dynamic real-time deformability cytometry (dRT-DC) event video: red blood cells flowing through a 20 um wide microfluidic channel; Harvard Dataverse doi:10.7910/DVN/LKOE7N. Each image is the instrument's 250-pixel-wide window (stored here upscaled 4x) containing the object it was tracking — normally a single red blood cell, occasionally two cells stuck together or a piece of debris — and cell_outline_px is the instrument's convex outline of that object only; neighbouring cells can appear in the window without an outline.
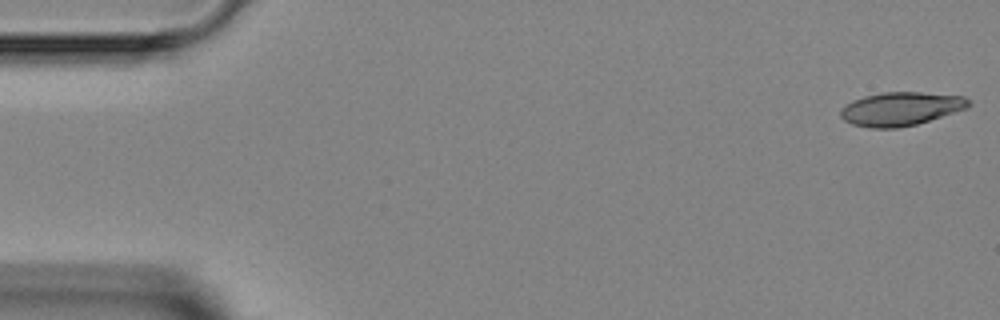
{"species": "Egyptian fruit bat (a non-hibernating species)", "species_latin": "Rousettus aegyptiacus", "temperature_condition": "room temperature", "stored_images_in_passage": 3, "camera_frame_rate_fps": 3000, "um_per_image_px": 0.085, "animal": {"sex": "female"}, "frame": {"image": 1, "passage_image": 1, "time_ms": 0.0, "image_size_px": [1000, 320], "cell_outline_px": [[972, 104], [968, 108], [916, 124], [896, 128], [868, 128], [852, 124], [844, 120], [840, 116], [840, 108], [852, 100], [864, 96], [884, 92], [920, 92], [964, 96], [972, 100]], "centroid_in_image_um": [76.57, 9.24], "position_along_channel_um": 8.4, "area_um2": 25.2}}